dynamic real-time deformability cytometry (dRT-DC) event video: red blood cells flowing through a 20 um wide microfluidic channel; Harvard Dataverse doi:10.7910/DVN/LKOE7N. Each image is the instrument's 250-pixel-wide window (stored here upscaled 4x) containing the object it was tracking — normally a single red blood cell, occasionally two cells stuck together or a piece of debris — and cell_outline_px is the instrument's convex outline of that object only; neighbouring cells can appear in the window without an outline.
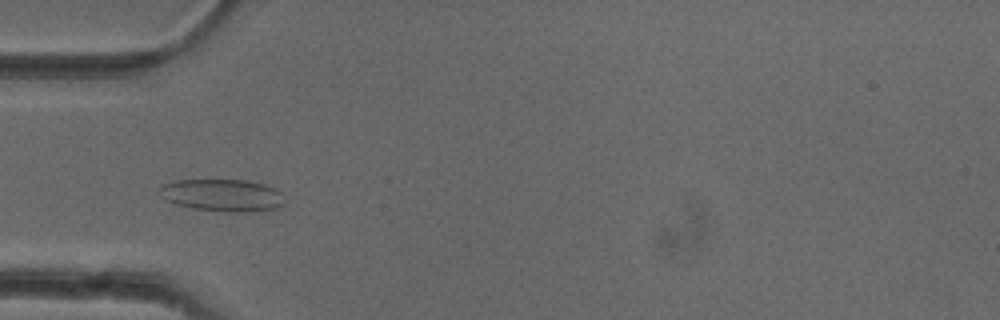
{"species": "common noctule bat (a hibernating species)", "species_latin": "Nyctalus noctula", "temperature_condition": "cold", "stored_images_in_passage": 51, "camera_frame_rate_fps": 3000, "um_per_image_px": 0.085, "animal": {"sex": "female"}, "frame": {"image": 1, "passage_image": 16, "time_ms": 5.0, "image_size_px": [1000, 320], "cell_outline_px": [[284, 204], [276, 208], [248, 212], [224, 212], [192, 208], [176, 204], [160, 196], [156, 192], [164, 184], [176, 180], [248, 180], [264, 184], [276, 188], [280, 192]], "centroid_in_image_um": [18.89, 16.59], "position_along_channel_um": 66.1, "area_um2": 23.58}}
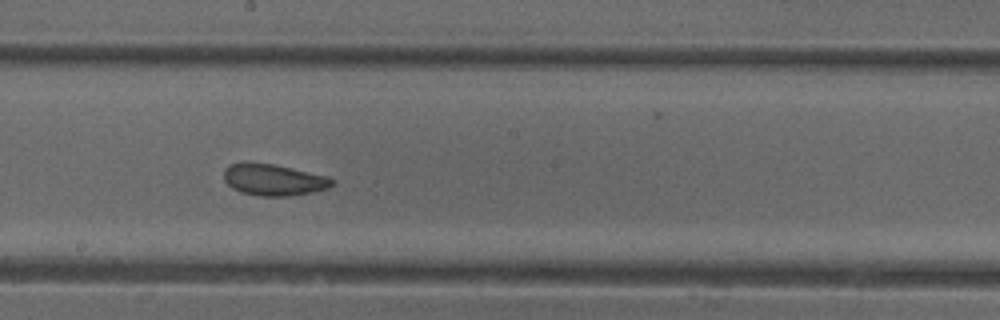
{"frame": {"image": 2, "passage_image": 28, "time_ms": 9.0, "image_size_px": [1000, 320], "cell_outline_px": [[336, 184], [328, 188], [312, 192], [288, 196], [260, 196], [240, 192], [232, 188], [224, 180], [224, 168], [228, 164], [244, 160], [272, 164], [328, 176], [336, 180]], "centroid_in_image_um": [23.23, 15.26], "position_along_channel_um": 225.0, "area_um2": 20.29}}
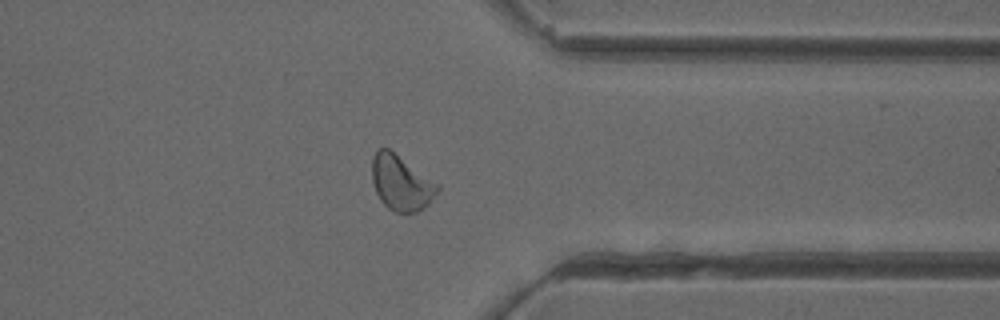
{"frame": {"image": 3, "passage_image": 40, "time_ms": 13.0, "image_size_px": [1000, 320], "cell_outline_px": [[440, 188], [428, 204], [424, 208], [416, 212], [396, 212], [388, 208], [380, 200], [376, 192], [372, 180], [372, 156], [376, 148], [388, 148], [440, 184]], "centroid_in_image_um": [34.09, 15.53], "position_along_channel_um": 377.3, "area_um2": 21.1}, "authors_computed_cell_mechanics": {"area_um2": 21.0392, "velocity_mm_per_s": 3.9723, "shape_relaxation_time_tau1_ms": 7.153, "shape_relaxation_time_tau2_ms": 1.2271, "deformation_change_tau1": 0.1122, "deformation_change_tau2": 0.072}}